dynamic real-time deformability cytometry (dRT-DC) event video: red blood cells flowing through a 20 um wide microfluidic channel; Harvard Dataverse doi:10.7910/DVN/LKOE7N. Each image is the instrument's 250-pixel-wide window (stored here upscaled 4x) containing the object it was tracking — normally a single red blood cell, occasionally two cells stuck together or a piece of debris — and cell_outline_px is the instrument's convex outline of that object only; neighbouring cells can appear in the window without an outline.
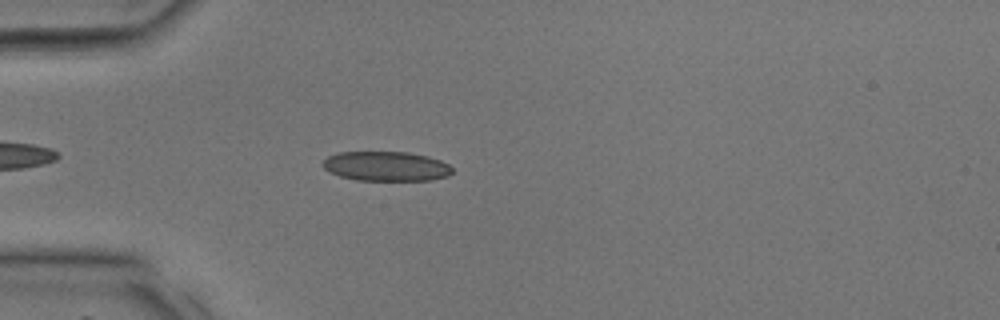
{"species": "common noctule bat (a hibernating species)", "species_latin": "Nyctalus noctula", "temperature_condition": "room temperature", "stored_images_in_passage": 31, "camera_frame_rate_fps": 3000, "um_per_image_px": 0.085, "animal": {"sex": "male", "body_mass_g": 17.9, "forearm_length_mm": 54.2}, "frame": {"image": 1, "passage_image": 5, "time_ms": 1.333, "image_size_px": [1000, 320], "cell_outline_px": [[452, 172], [448, 176], [428, 180], [356, 180], [340, 176], [324, 168], [320, 164], [328, 156], [340, 152], [408, 152], [428, 156], [440, 160], [448, 164], [452, 168]], "centroid_in_image_um": [32.82, 14.12], "position_along_channel_um": 52.2, "area_um2": 22.25}}
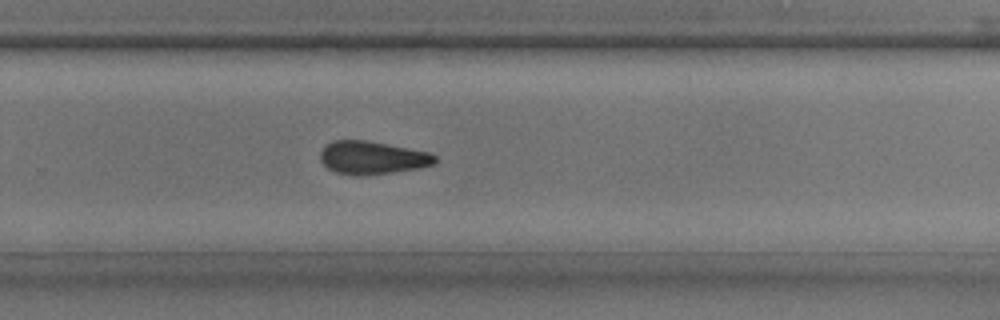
{"frame": {"image": 2, "passage_image": 19, "time_ms": 6.0, "image_size_px": [1000, 320], "cell_outline_px": [[436, 160], [432, 164], [420, 168], [364, 176], [356, 176], [336, 172], [328, 168], [320, 160], [320, 152], [324, 144], [332, 140], [364, 140], [408, 148], [428, 152], [436, 156]], "centroid_in_image_um": [31.59, 13.41], "position_along_channel_um": 298.2, "area_um2": 22.08}}
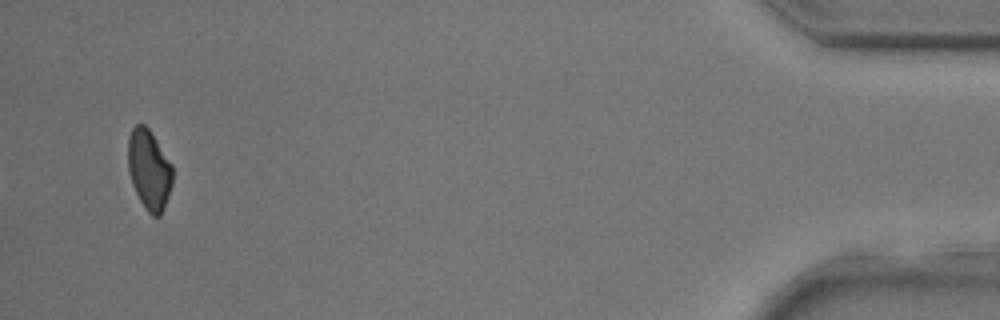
{"frame": {"image": 3, "passage_image": 30, "time_ms": 9.667, "image_size_px": [1000, 320], "cell_outline_px": [[172, 184], [168, 196], [160, 216], [152, 216], [144, 208], [132, 184], [128, 168], [128, 136], [132, 128], [136, 124], [144, 124], [148, 128], [172, 164]], "centroid_in_image_um": [12.66, 14.41], "position_along_channel_um": 422.5, "area_um2": 20.63}}